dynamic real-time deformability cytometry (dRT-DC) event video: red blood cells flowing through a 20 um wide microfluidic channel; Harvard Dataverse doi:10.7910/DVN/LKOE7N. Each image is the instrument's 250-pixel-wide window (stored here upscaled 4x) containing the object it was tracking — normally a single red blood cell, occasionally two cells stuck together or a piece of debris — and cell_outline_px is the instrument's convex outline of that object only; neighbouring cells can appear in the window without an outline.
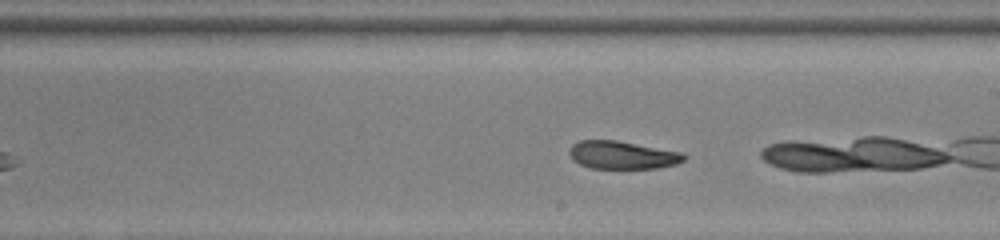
{"species": "common noctule bat (a hibernating species)", "species_latin": "Nyctalus noctula", "temperature_condition": "room temperature", "stored_images_in_passage": 18, "camera_frame_rate_fps": 3000, "um_per_image_px": 0.085, "animal": {"sex": "female", "body_mass_g": 22.0, "forearm_length_mm": 56.7}, "frame": {"image": 1, "passage_image": 13, "time_ms": 4.0, "image_size_px": [1000, 240], "cell_outline_px": [[684, 160], [676, 164], [656, 168], [592, 168], [580, 164], [572, 160], [568, 152], [572, 144], [580, 140], [616, 140], [680, 152], [684, 156]], "centroid_in_image_um": [52.83, 13.17], "position_along_channel_um": 236.2, "area_um2": 18.44}}